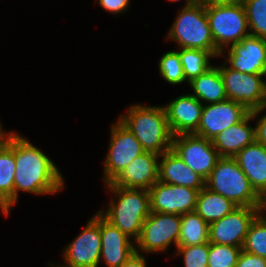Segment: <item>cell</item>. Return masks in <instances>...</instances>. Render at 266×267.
Listing matches in <instances>:
<instances>
[{
  "instance_id": "d6a6232c",
  "label": "cell",
  "mask_w": 266,
  "mask_h": 267,
  "mask_svg": "<svg viewBox=\"0 0 266 267\" xmlns=\"http://www.w3.org/2000/svg\"><path fill=\"white\" fill-rule=\"evenodd\" d=\"M103 9L109 11L113 15L121 14L128 10L130 0H97Z\"/></svg>"
},
{
  "instance_id": "2e32d148",
  "label": "cell",
  "mask_w": 266,
  "mask_h": 267,
  "mask_svg": "<svg viewBox=\"0 0 266 267\" xmlns=\"http://www.w3.org/2000/svg\"><path fill=\"white\" fill-rule=\"evenodd\" d=\"M204 104L191 94L182 95L164 106L173 136L197 131Z\"/></svg>"
},
{
  "instance_id": "603a6c76",
  "label": "cell",
  "mask_w": 266,
  "mask_h": 267,
  "mask_svg": "<svg viewBox=\"0 0 266 267\" xmlns=\"http://www.w3.org/2000/svg\"><path fill=\"white\" fill-rule=\"evenodd\" d=\"M188 84L194 91V94L191 95L200 102L213 104L228 99L224 80L218 66H211L204 73L188 82Z\"/></svg>"
},
{
  "instance_id": "8fae6325",
  "label": "cell",
  "mask_w": 266,
  "mask_h": 267,
  "mask_svg": "<svg viewBox=\"0 0 266 267\" xmlns=\"http://www.w3.org/2000/svg\"><path fill=\"white\" fill-rule=\"evenodd\" d=\"M263 207L238 206L230 214L209 224V243L243 248L251 222Z\"/></svg>"
},
{
  "instance_id": "9c48e42d",
  "label": "cell",
  "mask_w": 266,
  "mask_h": 267,
  "mask_svg": "<svg viewBox=\"0 0 266 267\" xmlns=\"http://www.w3.org/2000/svg\"><path fill=\"white\" fill-rule=\"evenodd\" d=\"M180 228V215L151 212L142 225L136 246L148 254L166 251L172 242L178 247Z\"/></svg>"
},
{
  "instance_id": "d6986e66",
  "label": "cell",
  "mask_w": 266,
  "mask_h": 267,
  "mask_svg": "<svg viewBox=\"0 0 266 267\" xmlns=\"http://www.w3.org/2000/svg\"><path fill=\"white\" fill-rule=\"evenodd\" d=\"M265 109L266 105L251 110L242 121L223 130L212 139L220 157H234L244 147L256 141L255 127L249 126L248 123Z\"/></svg>"
},
{
  "instance_id": "8d00e7d4",
  "label": "cell",
  "mask_w": 266,
  "mask_h": 267,
  "mask_svg": "<svg viewBox=\"0 0 266 267\" xmlns=\"http://www.w3.org/2000/svg\"><path fill=\"white\" fill-rule=\"evenodd\" d=\"M0 211H2L6 216H8L11 207L8 204H0Z\"/></svg>"
},
{
  "instance_id": "f546056e",
  "label": "cell",
  "mask_w": 266,
  "mask_h": 267,
  "mask_svg": "<svg viewBox=\"0 0 266 267\" xmlns=\"http://www.w3.org/2000/svg\"><path fill=\"white\" fill-rule=\"evenodd\" d=\"M160 75L169 84L177 85L186 81L180 56L177 51L166 52L159 60Z\"/></svg>"
},
{
  "instance_id": "9a60e30c",
  "label": "cell",
  "mask_w": 266,
  "mask_h": 267,
  "mask_svg": "<svg viewBox=\"0 0 266 267\" xmlns=\"http://www.w3.org/2000/svg\"><path fill=\"white\" fill-rule=\"evenodd\" d=\"M229 68L248 74L266 75V39L249 35L229 47Z\"/></svg>"
},
{
  "instance_id": "ab89813d",
  "label": "cell",
  "mask_w": 266,
  "mask_h": 267,
  "mask_svg": "<svg viewBox=\"0 0 266 267\" xmlns=\"http://www.w3.org/2000/svg\"><path fill=\"white\" fill-rule=\"evenodd\" d=\"M266 211V198L264 199V207H263V212Z\"/></svg>"
},
{
  "instance_id": "e575fe53",
  "label": "cell",
  "mask_w": 266,
  "mask_h": 267,
  "mask_svg": "<svg viewBox=\"0 0 266 267\" xmlns=\"http://www.w3.org/2000/svg\"><path fill=\"white\" fill-rule=\"evenodd\" d=\"M145 260V257L136 248V251L120 267H147Z\"/></svg>"
},
{
  "instance_id": "74e56055",
  "label": "cell",
  "mask_w": 266,
  "mask_h": 267,
  "mask_svg": "<svg viewBox=\"0 0 266 267\" xmlns=\"http://www.w3.org/2000/svg\"><path fill=\"white\" fill-rule=\"evenodd\" d=\"M169 1H179V0H169ZM200 3V0H186L185 1V6L184 7H189L192 6L194 4Z\"/></svg>"
},
{
  "instance_id": "44dd1931",
  "label": "cell",
  "mask_w": 266,
  "mask_h": 267,
  "mask_svg": "<svg viewBox=\"0 0 266 267\" xmlns=\"http://www.w3.org/2000/svg\"><path fill=\"white\" fill-rule=\"evenodd\" d=\"M158 181L201 190L205 179L194 172L170 149L160 155Z\"/></svg>"
},
{
  "instance_id": "83f0119b",
  "label": "cell",
  "mask_w": 266,
  "mask_h": 267,
  "mask_svg": "<svg viewBox=\"0 0 266 267\" xmlns=\"http://www.w3.org/2000/svg\"><path fill=\"white\" fill-rule=\"evenodd\" d=\"M246 14L249 33L266 39V0H242Z\"/></svg>"
},
{
  "instance_id": "7a4b0ae2",
  "label": "cell",
  "mask_w": 266,
  "mask_h": 267,
  "mask_svg": "<svg viewBox=\"0 0 266 267\" xmlns=\"http://www.w3.org/2000/svg\"><path fill=\"white\" fill-rule=\"evenodd\" d=\"M106 186L117 198L111 199L108 209L105 213L100 210V214L136 242L151 213L149 190L115 186L112 182Z\"/></svg>"
},
{
  "instance_id": "30bf717a",
  "label": "cell",
  "mask_w": 266,
  "mask_h": 267,
  "mask_svg": "<svg viewBox=\"0 0 266 267\" xmlns=\"http://www.w3.org/2000/svg\"><path fill=\"white\" fill-rule=\"evenodd\" d=\"M171 149L205 180L220 158L212 140L194 133L173 136Z\"/></svg>"
},
{
  "instance_id": "d590c367",
  "label": "cell",
  "mask_w": 266,
  "mask_h": 267,
  "mask_svg": "<svg viewBox=\"0 0 266 267\" xmlns=\"http://www.w3.org/2000/svg\"><path fill=\"white\" fill-rule=\"evenodd\" d=\"M242 0H200V3L203 5H211V4H224V3H236Z\"/></svg>"
},
{
  "instance_id": "484cf974",
  "label": "cell",
  "mask_w": 266,
  "mask_h": 267,
  "mask_svg": "<svg viewBox=\"0 0 266 267\" xmlns=\"http://www.w3.org/2000/svg\"><path fill=\"white\" fill-rule=\"evenodd\" d=\"M179 50L177 52L180 56L185 79L188 82L198 77L212 66L209 58H214L215 56L210 51L186 48H180Z\"/></svg>"
},
{
  "instance_id": "4dcf8cb0",
  "label": "cell",
  "mask_w": 266,
  "mask_h": 267,
  "mask_svg": "<svg viewBox=\"0 0 266 267\" xmlns=\"http://www.w3.org/2000/svg\"><path fill=\"white\" fill-rule=\"evenodd\" d=\"M174 255H182L185 267H208L209 242L200 245L178 246Z\"/></svg>"
},
{
  "instance_id": "f1b7e54d",
  "label": "cell",
  "mask_w": 266,
  "mask_h": 267,
  "mask_svg": "<svg viewBox=\"0 0 266 267\" xmlns=\"http://www.w3.org/2000/svg\"><path fill=\"white\" fill-rule=\"evenodd\" d=\"M242 248L209 243L208 267H235Z\"/></svg>"
},
{
  "instance_id": "52a82bcc",
  "label": "cell",
  "mask_w": 266,
  "mask_h": 267,
  "mask_svg": "<svg viewBox=\"0 0 266 267\" xmlns=\"http://www.w3.org/2000/svg\"><path fill=\"white\" fill-rule=\"evenodd\" d=\"M110 144L104 161V181L111 183L131 161L145 152L130 129L119 119L112 125Z\"/></svg>"
},
{
  "instance_id": "d4e9b609",
  "label": "cell",
  "mask_w": 266,
  "mask_h": 267,
  "mask_svg": "<svg viewBox=\"0 0 266 267\" xmlns=\"http://www.w3.org/2000/svg\"><path fill=\"white\" fill-rule=\"evenodd\" d=\"M209 242V224L195 211L181 215L178 246L200 245Z\"/></svg>"
},
{
  "instance_id": "6da1fadb",
  "label": "cell",
  "mask_w": 266,
  "mask_h": 267,
  "mask_svg": "<svg viewBox=\"0 0 266 267\" xmlns=\"http://www.w3.org/2000/svg\"><path fill=\"white\" fill-rule=\"evenodd\" d=\"M14 204L18 191L35 195L55 194L63 189L61 172L51 159L26 138L14 133Z\"/></svg>"
},
{
  "instance_id": "836d02e7",
  "label": "cell",
  "mask_w": 266,
  "mask_h": 267,
  "mask_svg": "<svg viewBox=\"0 0 266 267\" xmlns=\"http://www.w3.org/2000/svg\"><path fill=\"white\" fill-rule=\"evenodd\" d=\"M256 142L266 147V114L258 119L255 125Z\"/></svg>"
},
{
  "instance_id": "1f68e13d",
  "label": "cell",
  "mask_w": 266,
  "mask_h": 267,
  "mask_svg": "<svg viewBox=\"0 0 266 267\" xmlns=\"http://www.w3.org/2000/svg\"><path fill=\"white\" fill-rule=\"evenodd\" d=\"M235 267H266V258L242 250Z\"/></svg>"
},
{
  "instance_id": "e0dca14e",
  "label": "cell",
  "mask_w": 266,
  "mask_h": 267,
  "mask_svg": "<svg viewBox=\"0 0 266 267\" xmlns=\"http://www.w3.org/2000/svg\"><path fill=\"white\" fill-rule=\"evenodd\" d=\"M159 157L157 153L143 152L112 183L125 188L149 190L158 181Z\"/></svg>"
},
{
  "instance_id": "8992f818",
  "label": "cell",
  "mask_w": 266,
  "mask_h": 267,
  "mask_svg": "<svg viewBox=\"0 0 266 267\" xmlns=\"http://www.w3.org/2000/svg\"><path fill=\"white\" fill-rule=\"evenodd\" d=\"M168 33L167 38L177 42L179 48L202 49L217 56V47L202 3L183 7Z\"/></svg>"
},
{
  "instance_id": "f35d334b",
  "label": "cell",
  "mask_w": 266,
  "mask_h": 267,
  "mask_svg": "<svg viewBox=\"0 0 266 267\" xmlns=\"http://www.w3.org/2000/svg\"><path fill=\"white\" fill-rule=\"evenodd\" d=\"M7 135V133L3 131L2 125L0 123V144L1 142L5 139V136Z\"/></svg>"
},
{
  "instance_id": "ffe728a7",
  "label": "cell",
  "mask_w": 266,
  "mask_h": 267,
  "mask_svg": "<svg viewBox=\"0 0 266 267\" xmlns=\"http://www.w3.org/2000/svg\"><path fill=\"white\" fill-rule=\"evenodd\" d=\"M244 172L252 188L266 198V147L256 141L244 147L233 157Z\"/></svg>"
},
{
  "instance_id": "ac0fdd59",
  "label": "cell",
  "mask_w": 266,
  "mask_h": 267,
  "mask_svg": "<svg viewBox=\"0 0 266 267\" xmlns=\"http://www.w3.org/2000/svg\"><path fill=\"white\" fill-rule=\"evenodd\" d=\"M101 251L108 267H120L136 251L131 239L100 214Z\"/></svg>"
},
{
  "instance_id": "60d3db41",
  "label": "cell",
  "mask_w": 266,
  "mask_h": 267,
  "mask_svg": "<svg viewBox=\"0 0 266 267\" xmlns=\"http://www.w3.org/2000/svg\"><path fill=\"white\" fill-rule=\"evenodd\" d=\"M52 267H55V265L52 266ZM57 267H73V266H70V265H67V264H66L65 266H63V265L59 266V265H58Z\"/></svg>"
},
{
  "instance_id": "277c9868",
  "label": "cell",
  "mask_w": 266,
  "mask_h": 267,
  "mask_svg": "<svg viewBox=\"0 0 266 267\" xmlns=\"http://www.w3.org/2000/svg\"><path fill=\"white\" fill-rule=\"evenodd\" d=\"M205 187L237 206L264 207V200L252 188L233 157H220L217 160L215 168L205 180Z\"/></svg>"
},
{
  "instance_id": "5bb4252c",
  "label": "cell",
  "mask_w": 266,
  "mask_h": 267,
  "mask_svg": "<svg viewBox=\"0 0 266 267\" xmlns=\"http://www.w3.org/2000/svg\"><path fill=\"white\" fill-rule=\"evenodd\" d=\"M250 111L241 103L225 100L204 105L196 135L212 140L223 130L242 121Z\"/></svg>"
},
{
  "instance_id": "3957f363",
  "label": "cell",
  "mask_w": 266,
  "mask_h": 267,
  "mask_svg": "<svg viewBox=\"0 0 266 267\" xmlns=\"http://www.w3.org/2000/svg\"><path fill=\"white\" fill-rule=\"evenodd\" d=\"M119 120L130 129L145 151L161 155L171 149L173 134L164 106L131 105Z\"/></svg>"
},
{
  "instance_id": "4fadbf2b",
  "label": "cell",
  "mask_w": 266,
  "mask_h": 267,
  "mask_svg": "<svg viewBox=\"0 0 266 267\" xmlns=\"http://www.w3.org/2000/svg\"><path fill=\"white\" fill-rule=\"evenodd\" d=\"M199 191L189 187L157 181L149 189L151 212L181 216L195 211Z\"/></svg>"
},
{
  "instance_id": "4316f807",
  "label": "cell",
  "mask_w": 266,
  "mask_h": 267,
  "mask_svg": "<svg viewBox=\"0 0 266 267\" xmlns=\"http://www.w3.org/2000/svg\"><path fill=\"white\" fill-rule=\"evenodd\" d=\"M262 212L251 222L242 250L266 258V217Z\"/></svg>"
},
{
  "instance_id": "5b68a950",
  "label": "cell",
  "mask_w": 266,
  "mask_h": 267,
  "mask_svg": "<svg viewBox=\"0 0 266 267\" xmlns=\"http://www.w3.org/2000/svg\"><path fill=\"white\" fill-rule=\"evenodd\" d=\"M205 10L213 41L217 47V57L224 54L226 46L237 44L250 35L242 1L211 4L205 6Z\"/></svg>"
},
{
  "instance_id": "7402d4cb",
  "label": "cell",
  "mask_w": 266,
  "mask_h": 267,
  "mask_svg": "<svg viewBox=\"0 0 266 267\" xmlns=\"http://www.w3.org/2000/svg\"><path fill=\"white\" fill-rule=\"evenodd\" d=\"M14 133L7 132L0 144V204L14 205Z\"/></svg>"
},
{
  "instance_id": "ba28073f",
  "label": "cell",
  "mask_w": 266,
  "mask_h": 267,
  "mask_svg": "<svg viewBox=\"0 0 266 267\" xmlns=\"http://www.w3.org/2000/svg\"><path fill=\"white\" fill-rule=\"evenodd\" d=\"M219 67L224 80L228 100L243 104L249 111L266 105L265 74L242 73L229 68Z\"/></svg>"
},
{
  "instance_id": "cb8c5ba5",
  "label": "cell",
  "mask_w": 266,
  "mask_h": 267,
  "mask_svg": "<svg viewBox=\"0 0 266 267\" xmlns=\"http://www.w3.org/2000/svg\"><path fill=\"white\" fill-rule=\"evenodd\" d=\"M238 206L232 201L215 193L208 188H202L197 197L195 212H197L206 223L211 224L230 214Z\"/></svg>"
},
{
  "instance_id": "7c38bea8",
  "label": "cell",
  "mask_w": 266,
  "mask_h": 267,
  "mask_svg": "<svg viewBox=\"0 0 266 267\" xmlns=\"http://www.w3.org/2000/svg\"><path fill=\"white\" fill-rule=\"evenodd\" d=\"M100 251V212L98 211L80 235L64 249L62 256L66 264L73 267H98Z\"/></svg>"
}]
</instances>
